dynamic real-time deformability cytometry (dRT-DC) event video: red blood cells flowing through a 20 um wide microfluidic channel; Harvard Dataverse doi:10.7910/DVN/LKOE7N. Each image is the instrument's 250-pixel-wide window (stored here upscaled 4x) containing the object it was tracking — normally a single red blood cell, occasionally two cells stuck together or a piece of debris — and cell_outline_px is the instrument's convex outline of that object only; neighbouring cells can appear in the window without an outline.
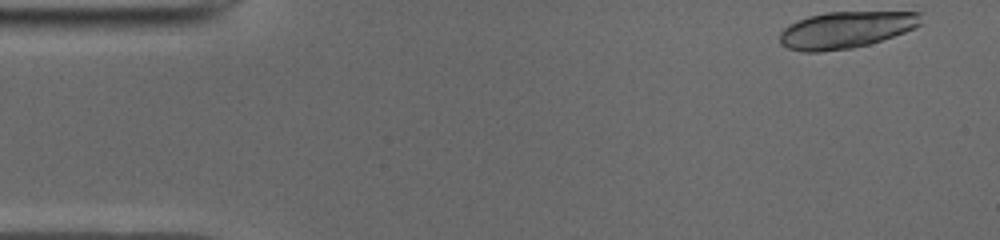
{"species": "common noctule bat (a hibernating species)", "species_latin": "Nyctalus noctula", "temperature_condition": "cold", "stored_images_in_passage": 14, "camera_frame_rate_fps": 3000, "um_per_image_px": 0.085, "animal": {"sex": "male", "body_mass_g": 19.0, "forearm_length_mm": 50.8}, "frame": {"image": 1, "passage_image": 1, "time_ms": 0.0, "image_size_px": [1000, 240], "cell_outline_px": [[920, 24], [904, 32], [868, 44], [852, 48], [820, 52], [804, 52], [788, 48], [780, 44], [780, 32], [788, 24], [808, 16], [828, 12], [920, 12]], "centroid_in_image_um": [71.83, 2.54], "position_along_channel_um": 13.2, "area_um2": 29.94}}